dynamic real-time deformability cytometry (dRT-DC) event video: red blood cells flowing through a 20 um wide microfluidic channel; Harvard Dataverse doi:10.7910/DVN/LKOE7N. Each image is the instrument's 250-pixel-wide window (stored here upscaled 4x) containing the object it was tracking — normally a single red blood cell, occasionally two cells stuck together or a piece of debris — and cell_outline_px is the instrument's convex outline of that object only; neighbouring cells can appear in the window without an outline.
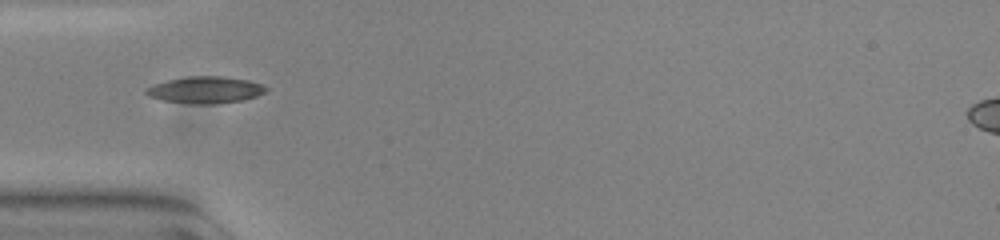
{"species": "common noctule bat (a hibernating species)", "species_latin": "Nyctalus noctula", "temperature_condition": "warm", "stored_images_in_passage": 29, "camera_frame_rate_fps": 3000, "um_per_image_px": 0.085, "animal": {"sex": "female", "body_mass_g": 23.0, "forearm_length_mm": 53.4}, "frame": {"image": 1, "passage_image": 1, "time_ms": 0.0, "image_size_px": [1000, 240], "cell_outline_px": [[268, 88], [264, 92], [256, 96], [244, 100], [216, 104], [188, 104], [160, 100], [148, 96], [144, 92], [152, 84], [168, 80], [188, 76], [220, 76], [248, 80], [260, 84]], "centroid_in_image_um": [17.41, 7.65], "position_along_channel_um": 67.6, "area_um2": 18.79}}
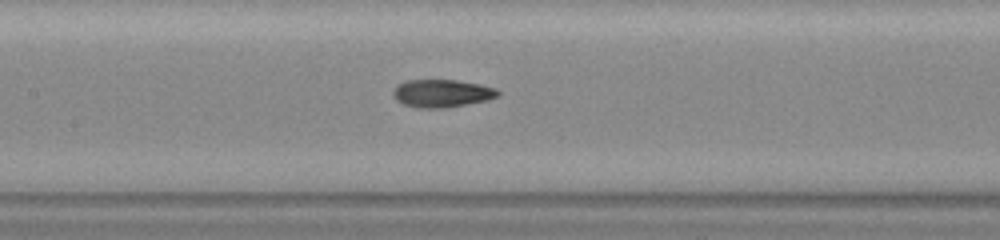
{"frame": {"image": 2, "passage_image": 9, "time_ms": 2.667, "image_size_px": [1000, 240], "cell_outline_px": [[500, 92], [496, 96], [488, 100], [448, 108], [420, 108], [404, 104], [396, 100], [392, 92], [396, 84], [408, 80], [456, 80], [480, 84], [496, 88]], "centroid_in_image_um": [37.55, 7.93], "position_along_channel_um": 169.8, "area_um2": 17.05}}
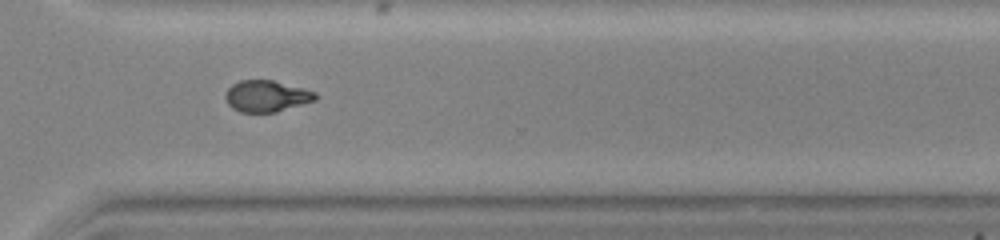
{"frame": {"image": 3, "passage_image": 23, "time_ms": 7.333, "image_size_px": [1000, 240], "cell_outline_px": [[320, 96], [316, 100], [276, 112], [240, 112], [232, 108], [228, 104], [224, 96], [228, 88], [232, 84], [240, 80], [272, 80], [316, 92]], "centroid_in_image_um": [22.65, 8.17], "position_along_channel_um": 348.0, "area_um2": 16.47}, "authors_computed_cell_mechanics": {"area_um2": 16.7042, "velocity_mm_per_s": 3.819, "shape_relaxation_time_tau1_ms": null, "shape_relaxation_time_tau2_ms": 1.8419, "deformation_change_tau1": null, "deformation_change_tau2": 0.076}}